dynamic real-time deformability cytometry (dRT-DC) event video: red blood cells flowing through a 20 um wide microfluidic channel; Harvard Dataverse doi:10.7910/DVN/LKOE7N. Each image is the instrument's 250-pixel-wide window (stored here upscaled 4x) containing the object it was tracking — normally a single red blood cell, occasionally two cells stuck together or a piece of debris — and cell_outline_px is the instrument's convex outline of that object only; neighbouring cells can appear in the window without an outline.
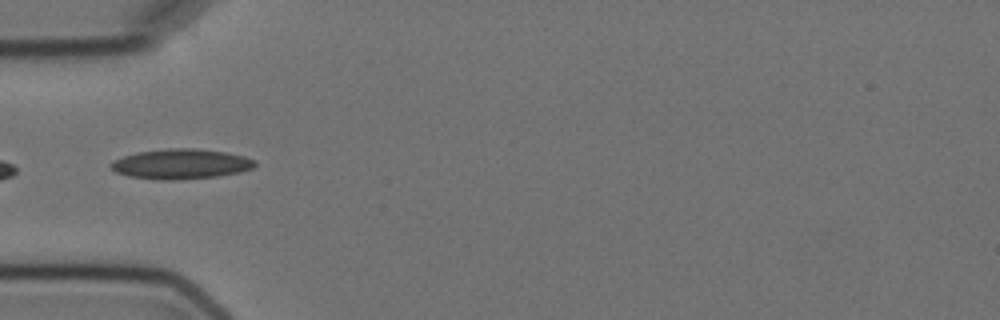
{"species": "Egyptian fruit bat (a non-hibernating species)", "species_latin": "Rousettus aegyptiacus", "temperature_condition": "cold", "stored_images_in_passage": 7, "camera_frame_rate_fps": 3000, "um_per_image_px": 0.085, "animal": {"sex": "female"}, "frame": {"image": 1, "passage_image": 5, "time_ms": 5.667, "image_size_px": [1000, 320], "cell_outline_px": [[256, 164], [252, 168], [240, 172], [216, 176], [172, 180], [160, 180], [128, 176], [116, 172], [112, 168], [112, 160], [136, 152], [168, 148], [196, 148], [228, 152], [244, 156], [256, 160]], "centroid_in_image_um": [15.39, 13.93], "position_along_channel_um": 69.6, "area_um2": 25.2}}
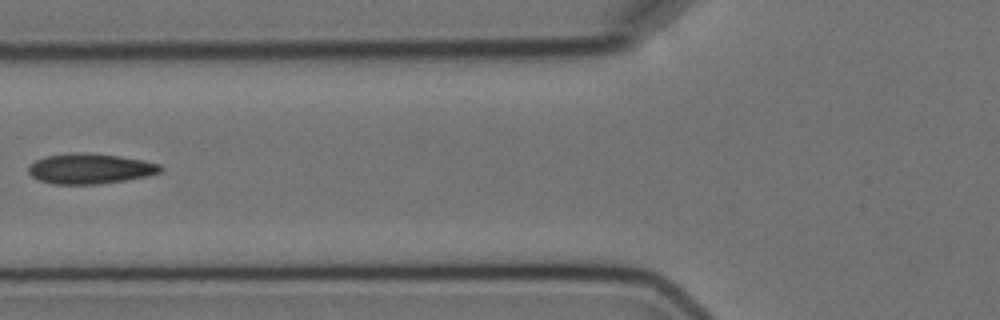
{"frame": {"image": 2, "passage_image": 6, "time_ms": 7.0, "image_size_px": [1000, 320], "cell_outline_px": [[164, 168], [160, 172], [148, 176], [100, 184], [52, 184], [40, 180], [32, 176], [28, 172], [28, 164], [44, 156], [76, 152], [88, 152], [120, 156], [144, 160], [160, 164]], "centroid_in_image_um": [7.66, 14.32], "position_along_channel_um": 118.1, "area_um2": 23.52}}
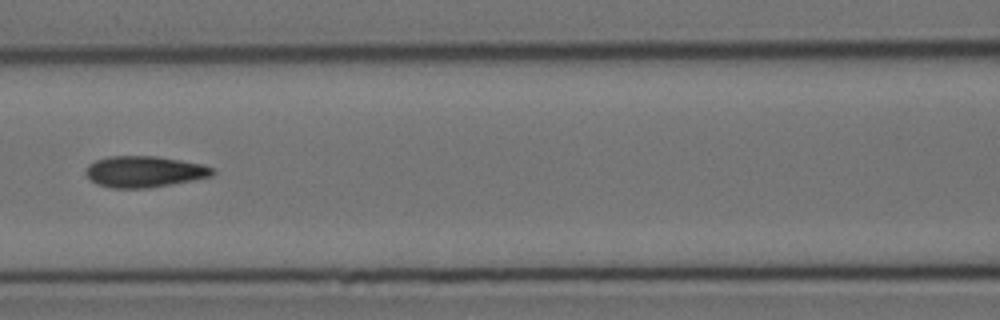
{"frame": {"image": 3, "passage_image": 7, "time_ms": 8.0, "image_size_px": [1000, 320], "cell_outline_px": [[216, 172], [212, 176], [172, 184], [148, 188], [112, 188], [96, 184], [84, 172], [88, 164], [96, 160], [108, 156], [156, 156], [180, 160], [200, 164], [212, 168]], "centroid_in_image_um": [12.24, 14.59], "position_along_channel_um": 154.4, "area_um2": 23.0}}